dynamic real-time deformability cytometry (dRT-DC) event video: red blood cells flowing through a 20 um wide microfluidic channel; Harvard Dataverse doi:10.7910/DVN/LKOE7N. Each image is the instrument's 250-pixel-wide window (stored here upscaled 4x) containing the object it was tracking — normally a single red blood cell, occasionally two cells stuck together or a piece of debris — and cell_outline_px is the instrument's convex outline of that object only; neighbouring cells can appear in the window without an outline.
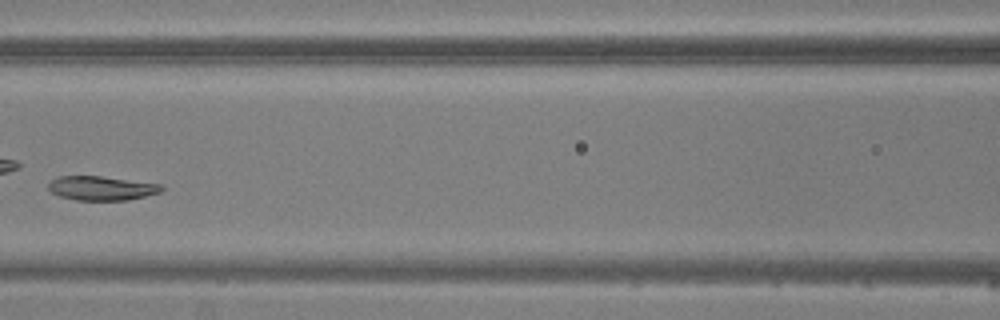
{"species": "common noctule bat (a hibernating species)", "species_latin": "Nyctalus noctula", "temperature_condition": "warm", "stored_images_in_passage": 5, "camera_frame_rate_fps": 3000, "um_per_image_px": 0.085, "animal": {"sex": "male", "body_mass_g": 20.5, "forearm_length_mm": 52.5}, "frame": {"image": 1, "passage_image": 5, "time_ms": 4.667, "image_size_px": [1000, 320], "cell_outline_px": [[164, 188], [160, 192], [128, 200], [76, 200], [60, 196], [52, 192], [48, 188], [48, 184], [52, 180], [60, 176], [100, 176], [160, 184]], "centroid_in_image_um": [8.62, 15.99], "position_along_channel_um": 158.0, "area_um2": 15.72}}